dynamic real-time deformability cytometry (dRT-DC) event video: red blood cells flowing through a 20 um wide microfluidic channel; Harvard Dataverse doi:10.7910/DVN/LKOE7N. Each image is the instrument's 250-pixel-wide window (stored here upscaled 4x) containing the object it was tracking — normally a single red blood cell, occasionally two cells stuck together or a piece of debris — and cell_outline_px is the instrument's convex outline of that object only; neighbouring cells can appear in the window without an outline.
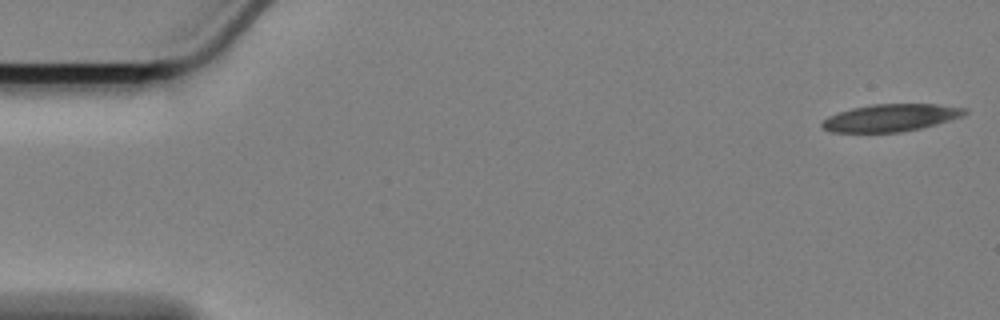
{"species": "Egyptian fruit bat (a non-hibernating species)", "species_latin": "Rousettus aegyptiacus", "temperature_condition": "cold", "stored_images_in_passage": 42, "camera_frame_rate_fps": 3000, "um_per_image_px": 0.085, "animal": {"sex": "female"}, "frame": {"image": 1, "passage_image": 1, "time_ms": 0.0, "image_size_px": [1000, 320], "cell_outline_px": [[968, 112], [960, 116], [936, 124], [920, 128], [900, 132], [828, 132], [820, 124], [828, 116], [852, 108], [872, 104], [936, 104], [968, 108]], "centroid_in_image_um": [75.7, 10.0], "position_along_channel_um": 9.3, "area_um2": 22.54}}
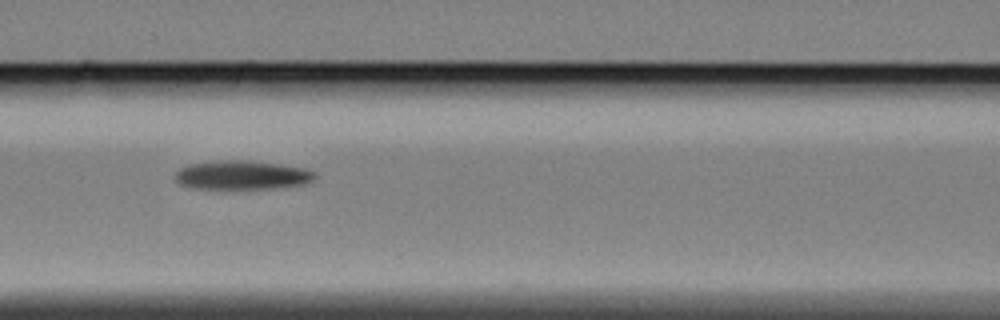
{"frame": {"image": 2, "passage_image": 24, "time_ms": 7.667, "image_size_px": [1000, 320], "cell_outline_px": [[316, 176], [312, 180], [304, 184], [272, 188], [192, 188], [180, 184], [176, 180], [176, 172], [180, 168], [192, 164], [212, 160], [248, 160], [280, 164], [304, 168], [316, 172]], "centroid_in_image_um": [20.58, 14.86], "position_along_channel_um": 146.0, "area_um2": 23.41}}
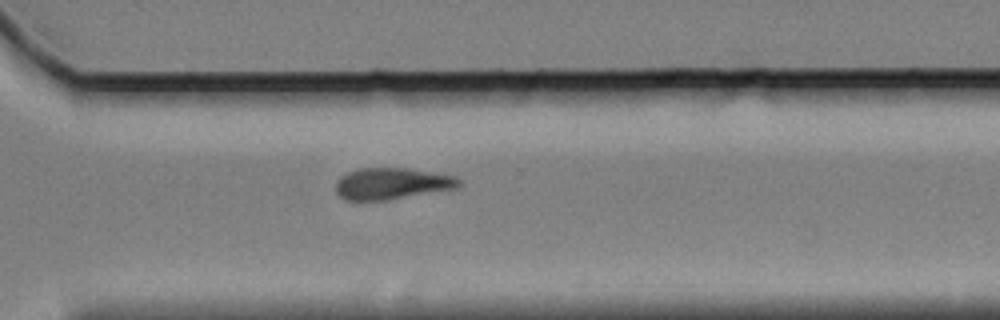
{"frame": {"image": 3, "passage_image": 41, "time_ms": 13.333, "image_size_px": [1000, 320], "cell_outline_px": [[460, 184], [456, 188], [384, 200], [344, 200], [336, 192], [336, 180], [340, 176], [348, 172], [360, 168], [408, 168], [456, 176], [460, 180]], "centroid_in_image_um": [33.27, 15.59], "position_along_channel_um": 337.3, "area_um2": 22.43}}